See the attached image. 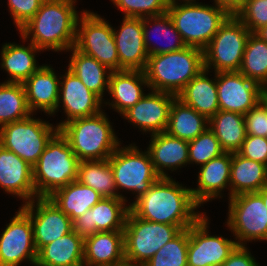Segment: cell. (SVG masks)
Masks as SVG:
<instances>
[{"instance_id": "cell-1", "label": "cell", "mask_w": 267, "mask_h": 266, "mask_svg": "<svg viewBox=\"0 0 267 266\" xmlns=\"http://www.w3.org/2000/svg\"><path fill=\"white\" fill-rule=\"evenodd\" d=\"M172 177H160L149 190L130 203V211L147 221L177 225L182 230L193 225L204 212L194 201L191 188L183 187Z\"/></svg>"}, {"instance_id": "cell-2", "label": "cell", "mask_w": 267, "mask_h": 266, "mask_svg": "<svg viewBox=\"0 0 267 266\" xmlns=\"http://www.w3.org/2000/svg\"><path fill=\"white\" fill-rule=\"evenodd\" d=\"M77 0H44L37 13L20 29V38H27L41 51H68L75 44L79 19ZM31 38V39H30Z\"/></svg>"}, {"instance_id": "cell-3", "label": "cell", "mask_w": 267, "mask_h": 266, "mask_svg": "<svg viewBox=\"0 0 267 266\" xmlns=\"http://www.w3.org/2000/svg\"><path fill=\"white\" fill-rule=\"evenodd\" d=\"M203 69V50L186 46L179 51L149 56L144 74L149 89L177 96Z\"/></svg>"}, {"instance_id": "cell-4", "label": "cell", "mask_w": 267, "mask_h": 266, "mask_svg": "<svg viewBox=\"0 0 267 266\" xmlns=\"http://www.w3.org/2000/svg\"><path fill=\"white\" fill-rule=\"evenodd\" d=\"M59 131L80 161L109 159L121 144L103 111L70 120Z\"/></svg>"}, {"instance_id": "cell-5", "label": "cell", "mask_w": 267, "mask_h": 266, "mask_svg": "<svg viewBox=\"0 0 267 266\" xmlns=\"http://www.w3.org/2000/svg\"><path fill=\"white\" fill-rule=\"evenodd\" d=\"M79 163L68 140L58 131L33 166L37 197H49L55 190L77 180Z\"/></svg>"}, {"instance_id": "cell-6", "label": "cell", "mask_w": 267, "mask_h": 266, "mask_svg": "<svg viewBox=\"0 0 267 266\" xmlns=\"http://www.w3.org/2000/svg\"><path fill=\"white\" fill-rule=\"evenodd\" d=\"M167 13L176 30L180 33L187 46L204 49L220 25L230 15L224 8L217 5L182 2L169 6Z\"/></svg>"}, {"instance_id": "cell-7", "label": "cell", "mask_w": 267, "mask_h": 266, "mask_svg": "<svg viewBox=\"0 0 267 266\" xmlns=\"http://www.w3.org/2000/svg\"><path fill=\"white\" fill-rule=\"evenodd\" d=\"M117 147L115 152L108 159L113 171L117 194L119 198L125 199L119 189L132 191L135 200L145 194L150 186L155 183L160 176L156 173L148 151H141L135 144Z\"/></svg>"}, {"instance_id": "cell-8", "label": "cell", "mask_w": 267, "mask_h": 266, "mask_svg": "<svg viewBox=\"0 0 267 266\" xmlns=\"http://www.w3.org/2000/svg\"><path fill=\"white\" fill-rule=\"evenodd\" d=\"M250 33L235 15L230 14L203 49L204 69H214L215 73L239 71Z\"/></svg>"}, {"instance_id": "cell-9", "label": "cell", "mask_w": 267, "mask_h": 266, "mask_svg": "<svg viewBox=\"0 0 267 266\" xmlns=\"http://www.w3.org/2000/svg\"><path fill=\"white\" fill-rule=\"evenodd\" d=\"M33 115L0 128V145L14 152L32 167L37 163L47 143L59 131L57 125L34 119Z\"/></svg>"}, {"instance_id": "cell-10", "label": "cell", "mask_w": 267, "mask_h": 266, "mask_svg": "<svg viewBox=\"0 0 267 266\" xmlns=\"http://www.w3.org/2000/svg\"><path fill=\"white\" fill-rule=\"evenodd\" d=\"M182 229L136 217L129 211L124 227L125 261L145 264Z\"/></svg>"}, {"instance_id": "cell-11", "label": "cell", "mask_w": 267, "mask_h": 266, "mask_svg": "<svg viewBox=\"0 0 267 266\" xmlns=\"http://www.w3.org/2000/svg\"><path fill=\"white\" fill-rule=\"evenodd\" d=\"M74 47L92 56L109 70L120 71L113 26L97 13L83 10L77 22Z\"/></svg>"}, {"instance_id": "cell-12", "label": "cell", "mask_w": 267, "mask_h": 266, "mask_svg": "<svg viewBox=\"0 0 267 266\" xmlns=\"http://www.w3.org/2000/svg\"><path fill=\"white\" fill-rule=\"evenodd\" d=\"M229 200L227 227L240 246L267 241V207L258 193H243Z\"/></svg>"}, {"instance_id": "cell-13", "label": "cell", "mask_w": 267, "mask_h": 266, "mask_svg": "<svg viewBox=\"0 0 267 266\" xmlns=\"http://www.w3.org/2000/svg\"><path fill=\"white\" fill-rule=\"evenodd\" d=\"M205 215L188 228L187 266H221L238 246L236 240L211 235Z\"/></svg>"}, {"instance_id": "cell-14", "label": "cell", "mask_w": 267, "mask_h": 266, "mask_svg": "<svg viewBox=\"0 0 267 266\" xmlns=\"http://www.w3.org/2000/svg\"><path fill=\"white\" fill-rule=\"evenodd\" d=\"M18 209L0 234V266H19L25 260L35 266L37 261L30 216Z\"/></svg>"}, {"instance_id": "cell-15", "label": "cell", "mask_w": 267, "mask_h": 266, "mask_svg": "<svg viewBox=\"0 0 267 266\" xmlns=\"http://www.w3.org/2000/svg\"><path fill=\"white\" fill-rule=\"evenodd\" d=\"M219 110L245 115L256 107L267 91L239 71L217 72Z\"/></svg>"}, {"instance_id": "cell-16", "label": "cell", "mask_w": 267, "mask_h": 266, "mask_svg": "<svg viewBox=\"0 0 267 266\" xmlns=\"http://www.w3.org/2000/svg\"><path fill=\"white\" fill-rule=\"evenodd\" d=\"M20 207L30 216L37 252L73 231V221L48 197H37Z\"/></svg>"}, {"instance_id": "cell-17", "label": "cell", "mask_w": 267, "mask_h": 266, "mask_svg": "<svg viewBox=\"0 0 267 266\" xmlns=\"http://www.w3.org/2000/svg\"><path fill=\"white\" fill-rule=\"evenodd\" d=\"M125 199L105 198L73 221V231L86 238L101 231H124L130 211Z\"/></svg>"}, {"instance_id": "cell-18", "label": "cell", "mask_w": 267, "mask_h": 266, "mask_svg": "<svg viewBox=\"0 0 267 266\" xmlns=\"http://www.w3.org/2000/svg\"><path fill=\"white\" fill-rule=\"evenodd\" d=\"M103 103V100L98 95L90 91L67 68L65 74L60 76L59 98L56 108V112H58L62 106L67 118L57 124L58 128L70 120L98 114L102 111Z\"/></svg>"}, {"instance_id": "cell-19", "label": "cell", "mask_w": 267, "mask_h": 266, "mask_svg": "<svg viewBox=\"0 0 267 266\" xmlns=\"http://www.w3.org/2000/svg\"><path fill=\"white\" fill-rule=\"evenodd\" d=\"M175 98L173 94L151 90L122 116L143 133L149 132L153 135L165 132L170 106Z\"/></svg>"}, {"instance_id": "cell-20", "label": "cell", "mask_w": 267, "mask_h": 266, "mask_svg": "<svg viewBox=\"0 0 267 266\" xmlns=\"http://www.w3.org/2000/svg\"><path fill=\"white\" fill-rule=\"evenodd\" d=\"M119 30L113 27L120 70L144 71L149 57L143 38V18L124 17Z\"/></svg>"}, {"instance_id": "cell-21", "label": "cell", "mask_w": 267, "mask_h": 266, "mask_svg": "<svg viewBox=\"0 0 267 266\" xmlns=\"http://www.w3.org/2000/svg\"><path fill=\"white\" fill-rule=\"evenodd\" d=\"M0 187L6 193L22 198L24 204L37 198L33 180V167L1 145Z\"/></svg>"}, {"instance_id": "cell-22", "label": "cell", "mask_w": 267, "mask_h": 266, "mask_svg": "<svg viewBox=\"0 0 267 266\" xmlns=\"http://www.w3.org/2000/svg\"><path fill=\"white\" fill-rule=\"evenodd\" d=\"M231 162L232 153L225 152L200 166L197 187L191 188L192 197L199 206L211 199L222 198L224 189L229 190L230 199Z\"/></svg>"}, {"instance_id": "cell-23", "label": "cell", "mask_w": 267, "mask_h": 266, "mask_svg": "<svg viewBox=\"0 0 267 266\" xmlns=\"http://www.w3.org/2000/svg\"><path fill=\"white\" fill-rule=\"evenodd\" d=\"M59 77V78H58ZM60 76L48 64H42L24 83L27 103L32 114L44 111L52 116L56 114L59 98Z\"/></svg>"}, {"instance_id": "cell-24", "label": "cell", "mask_w": 267, "mask_h": 266, "mask_svg": "<svg viewBox=\"0 0 267 266\" xmlns=\"http://www.w3.org/2000/svg\"><path fill=\"white\" fill-rule=\"evenodd\" d=\"M147 151L160 177H171L166 170L173 172L189 164V141L171 136L167 132L151 135Z\"/></svg>"}, {"instance_id": "cell-25", "label": "cell", "mask_w": 267, "mask_h": 266, "mask_svg": "<svg viewBox=\"0 0 267 266\" xmlns=\"http://www.w3.org/2000/svg\"><path fill=\"white\" fill-rule=\"evenodd\" d=\"M123 261L124 231H101L84 238V266H116Z\"/></svg>"}, {"instance_id": "cell-26", "label": "cell", "mask_w": 267, "mask_h": 266, "mask_svg": "<svg viewBox=\"0 0 267 266\" xmlns=\"http://www.w3.org/2000/svg\"><path fill=\"white\" fill-rule=\"evenodd\" d=\"M144 86L149 88L144 71H113L109 77L108 90L113 99L111 103L105 101L104 104L109 105L112 107L111 109L122 115L145 95Z\"/></svg>"}, {"instance_id": "cell-27", "label": "cell", "mask_w": 267, "mask_h": 266, "mask_svg": "<svg viewBox=\"0 0 267 266\" xmlns=\"http://www.w3.org/2000/svg\"><path fill=\"white\" fill-rule=\"evenodd\" d=\"M211 72L203 69L176 96L183 104L195 109L208 120L219 111L216 73L213 79L207 75Z\"/></svg>"}, {"instance_id": "cell-28", "label": "cell", "mask_w": 267, "mask_h": 266, "mask_svg": "<svg viewBox=\"0 0 267 266\" xmlns=\"http://www.w3.org/2000/svg\"><path fill=\"white\" fill-rule=\"evenodd\" d=\"M84 238L72 231L43 246L35 266H84Z\"/></svg>"}, {"instance_id": "cell-29", "label": "cell", "mask_w": 267, "mask_h": 266, "mask_svg": "<svg viewBox=\"0 0 267 266\" xmlns=\"http://www.w3.org/2000/svg\"><path fill=\"white\" fill-rule=\"evenodd\" d=\"M267 185V166L232 153L230 198L243 193H257Z\"/></svg>"}, {"instance_id": "cell-30", "label": "cell", "mask_w": 267, "mask_h": 266, "mask_svg": "<svg viewBox=\"0 0 267 266\" xmlns=\"http://www.w3.org/2000/svg\"><path fill=\"white\" fill-rule=\"evenodd\" d=\"M28 46L5 43L1 50V68L10 78L5 82L24 83L41 66L37 64L36 53L41 52L33 43Z\"/></svg>"}, {"instance_id": "cell-31", "label": "cell", "mask_w": 267, "mask_h": 266, "mask_svg": "<svg viewBox=\"0 0 267 266\" xmlns=\"http://www.w3.org/2000/svg\"><path fill=\"white\" fill-rule=\"evenodd\" d=\"M48 198L74 221L98 203L102 196L75 180L55 190Z\"/></svg>"}, {"instance_id": "cell-32", "label": "cell", "mask_w": 267, "mask_h": 266, "mask_svg": "<svg viewBox=\"0 0 267 266\" xmlns=\"http://www.w3.org/2000/svg\"><path fill=\"white\" fill-rule=\"evenodd\" d=\"M68 51H72L68 69L72 71L90 91L98 95L104 101V92L105 90H109V77L112 71L92 56L78 51L74 46Z\"/></svg>"}, {"instance_id": "cell-33", "label": "cell", "mask_w": 267, "mask_h": 266, "mask_svg": "<svg viewBox=\"0 0 267 266\" xmlns=\"http://www.w3.org/2000/svg\"><path fill=\"white\" fill-rule=\"evenodd\" d=\"M209 128V120L195 109L175 98L170 106L165 132L182 140L191 141Z\"/></svg>"}, {"instance_id": "cell-34", "label": "cell", "mask_w": 267, "mask_h": 266, "mask_svg": "<svg viewBox=\"0 0 267 266\" xmlns=\"http://www.w3.org/2000/svg\"><path fill=\"white\" fill-rule=\"evenodd\" d=\"M209 129L225 152H238L246 137L244 115L219 110L209 119Z\"/></svg>"}, {"instance_id": "cell-35", "label": "cell", "mask_w": 267, "mask_h": 266, "mask_svg": "<svg viewBox=\"0 0 267 266\" xmlns=\"http://www.w3.org/2000/svg\"><path fill=\"white\" fill-rule=\"evenodd\" d=\"M152 24L154 25V27ZM151 32L156 34L157 36H162L165 39L168 38V43L165 46H158L155 44L156 42L153 44L152 42H150L152 40L150 37ZM143 38L149 56L179 51L187 46L184 43L180 33L176 30L168 13H164L158 16L144 17Z\"/></svg>"}, {"instance_id": "cell-36", "label": "cell", "mask_w": 267, "mask_h": 266, "mask_svg": "<svg viewBox=\"0 0 267 266\" xmlns=\"http://www.w3.org/2000/svg\"><path fill=\"white\" fill-rule=\"evenodd\" d=\"M77 181L91 187L105 198H117V188L110 162L106 160L80 161Z\"/></svg>"}, {"instance_id": "cell-37", "label": "cell", "mask_w": 267, "mask_h": 266, "mask_svg": "<svg viewBox=\"0 0 267 266\" xmlns=\"http://www.w3.org/2000/svg\"><path fill=\"white\" fill-rule=\"evenodd\" d=\"M239 72L267 91V42L251 32Z\"/></svg>"}, {"instance_id": "cell-38", "label": "cell", "mask_w": 267, "mask_h": 266, "mask_svg": "<svg viewBox=\"0 0 267 266\" xmlns=\"http://www.w3.org/2000/svg\"><path fill=\"white\" fill-rule=\"evenodd\" d=\"M31 114L23 83H0V128Z\"/></svg>"}, {"instance_id": "cell-39", "label": "cell", "mask_w": 267, "mask_h": 266, "mask_svg": "<svg viewBox=\"0 0 267 266\" xmlns=\"http://www.w3.org/2000/svg\"><path fill=\"white\" fill-rule=\"evenodd\" d=\"M188 228L162 246L145 266H187Z\"/></svg>"}, {"instance_id": "cell-40", "label": "cell", "mask_w": 267, "mask_h": 266, "mask_svg": "<svg viewBox=\"0 0 267 266\" xmlns=\"http://www.w3.org/2000/svg\"><path fill=\"white\" fill-rule=\"evenodd\" d=\"M225 153L215 134L207 128L189 141V164L203 165Z\"/></svg>"}, {"instance_id": "cell-41", "label": "cell", "mask_w": 267, "mask_h": 266, "mask_svg": "<svg viewBox=\"0 0 267 266\" xmlns=\"http://www.w3.org/2000/svg\"><path fill=\"white\" fill-rule=\"evenodd\" d=\"M121 11L123 17L144 18L167 13L165 0H110Z\"/></svg>"}, {"instance_id": "cell-42", "label": "cell", "mask_w": 267, "mask_h": 266, "mask_svg": "<svg viewBox=\"0 0 267 266\" xmlns=\"http://www.w3.org/2000/svg\"><path fill=\"white\" fill-rule=\"evenodd\" d=\"M250 32L267 25V0H245L234 14Z\"/></svg>"}, {"instance_id": "cell-43", "label": "cell", "mask_w": 267, "mask_h": 266, "mask_svg": "<svg viewBox=\"0 0 267 266\" xmlns=\"http://www.w3.org/2000/svg\"><path fill=\"white\" fill-rule=\"evenodd\" d=\"M246 135L267 138V94L244 115Z\"/></svg>"}, {"instance_id": "cell-44", "label": "cell", "mask_w": 267, "mask_h": 266, "mask_svg": "<svg viewBox=\"0 0 267 266\" xmlns=\"http://www.w3.org/2000/svg\"><path fill=\"white\" fill-rule=\"evenodd\" d=\"M44 0H7L9 12L19 30L39 10Z\"/></svg>"}, {"instance_id": "cell-45", "label": "cell", "mask_w": 267, "mask_h": 266, "mask_svg": "<svg viewBox=\"0 0 267 266\" xmlns=\"http://www.w3.org/2000/svg\"><path fill=\"white\" fill-rule=\"evenodd\" d=\"M238 153L247 159L260 162L267 166V138L246 135Z\"/></svg>"}, {"instance_id": "cell-46", "label": "cell", "mask_w": 267, "mask_h": 266, "mask_svg": "<svg viewBox=\"0 0 267 266\" xmlns=\"http://www.w3.org/2000/svg\"><path fill=\"white\" fill-rule=\"evenodd\" d=\"M247 248L238 245L221 266H260Z\"/></svg>"}, {"instance_id": "cell-47", "label": "cell", "mask_w": 267, "mask_h": 266, "mask_svg": "<svg viewBox=\"0 0 267 266\" xmlns=\"http://www.w3.org/2000/svg\"><path fill=\"white\" fill-rule=\"evenodd\" d=\"M213 1L215 5L224 8L231 15H234L245 2V0H213Z\"/></svg>"}, {"instance_id": "cell-48", "label": "cell", "mask_w": 267, "mask_h": 266, "mask_svg": "<svg viewBox=\"0 0 267 266\" xmlns=\"http://www.w3.org/2000/svg\"><path fill=\"white\" fill-rule=\"evenodd\" d=\"M254 33L267 42V25L260 27Z\"/></svg>"}, {"instance_id": "cell-49", "label": "cell", "mask_w": 267, "mask_h": 266, "mask_svg": "<svg viewBox=\"0 0 267 266\" xmlns=\"http://www.w3.org/2000/svg\"><path fill=\"white\" fill-rule=\"evenodd\" d=\"M165 1H166V4L168 7L179 4L178 0H165ZM179 1L181 2V0H179ZM182 2H183V4L198 3V2H196V0H182Z\"/></svg>"}, {"instance_id": "cell-50", "label": "cell", "mask_w": 267, "mask_h": 266, "mask_svg": "<svg viewBox=\"0 0 267 266\" xmlns=\"http://www.w3.org/2000/svg\"><path fill=\"white\" fill-rule=\"evenodd\" d=\"M263 199L265 206L267 207V185L257 192Z\"/></svg>"}, {"instance_id": "cell-51", "label": "cell", "mask_w": 267, "mask_h": 266, "mask_svg": "<svg viewBox=\"0 0 267 266\" xmlns=\"http://www.w3.org/2000/svg\"><path fill=\"white\" fill-rule=\"evenodd\" d=\"M116 266H145L144 264L131 263L128 261H123L122 263L117 264Z\"/></svg>"}]
</instances>
